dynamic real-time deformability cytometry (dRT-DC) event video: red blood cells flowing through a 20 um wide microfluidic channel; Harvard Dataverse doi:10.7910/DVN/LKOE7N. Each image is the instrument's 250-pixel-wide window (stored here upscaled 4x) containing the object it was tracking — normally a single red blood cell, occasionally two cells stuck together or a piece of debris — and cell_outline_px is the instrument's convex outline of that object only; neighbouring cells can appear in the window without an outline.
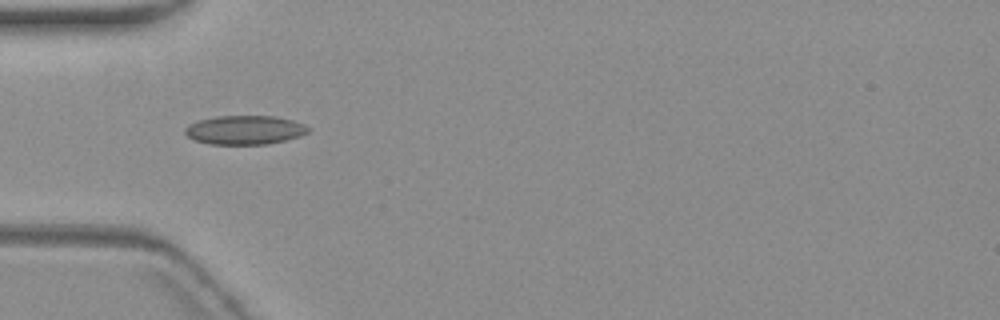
{"species": "common noctule bat (a hibernating species)", "species_latin": "Nyctalus noctula", "temperature_condition": "warm", "stored_images_in_passage": 5, "camera_frame_rate_fps": 3000, "um_per_image_px": 0.085, "animal": {"sex": "female", "body_mass_g": 19.3, "forearm_length_mm": 54.1}, "frame": {"image": 1, "passage_image": 4, "time_ms": 3.667, "image_size_px": [1000, 320], "cell_outline_px": [[312, 128], [308, 132], [300, 136], [268, 144], [208, 144], [192, 140], [184, 132], [184, 128], [188, 124], [200, 120], [216, 116], [276, 116], [292, 120], [304, 124]], "centroid_in_image_um": [20.8, 11.05], "position_along_channel_um": 64.2, "area_um2": 20.92}}
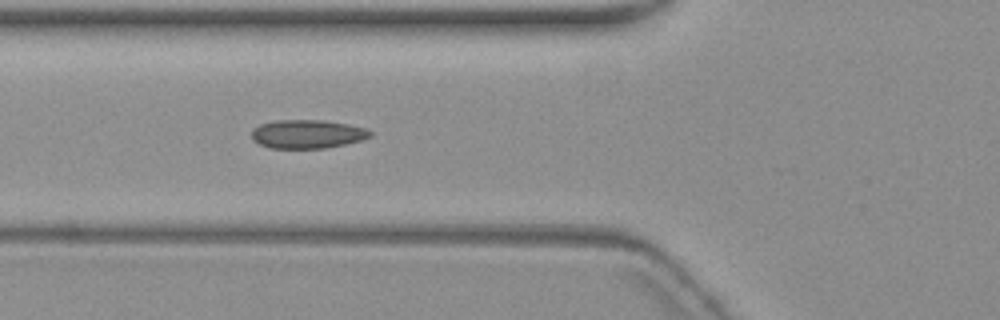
{"frame": {"image": 2, "passage_image": 5, "time_ms": 4.667, "image_size_px": [1000, 320], "cell_outline_px": [[372, 136], [360, 140], [328, 148], [268, 148], [252, 140], [252, 128], [260, 124], [276, 120], [324, 120], [348, 124], [368, 128], [372, 132]], "centroid_in_image_um": [26.12, 11.39], "position_along_channel_um": 99.7, "area_um2": 19.94}}